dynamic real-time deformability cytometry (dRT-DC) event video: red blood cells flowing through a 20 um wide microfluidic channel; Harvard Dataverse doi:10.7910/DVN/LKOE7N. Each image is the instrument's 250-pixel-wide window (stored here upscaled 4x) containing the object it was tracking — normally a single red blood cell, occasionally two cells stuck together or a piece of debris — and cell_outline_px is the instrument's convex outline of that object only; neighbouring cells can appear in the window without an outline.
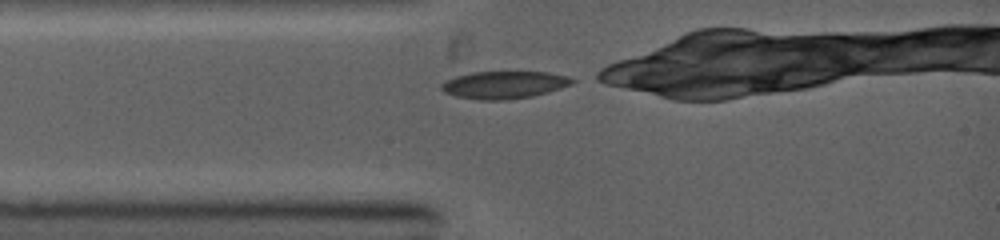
{"species": "common noctule bat (a hibernating species)", "species_latin": "Nyctalus noctula", "temperature_condition": "warm", "stored_images_in_passage": 21, "camera_frame_rate_fps": 5000, "um_per_image_px": 0.085, "animal": {"sex": "female", "body_mass_g": 19.0, "forearm_length_mm": 53.3}, "frame": {"image": 1, "passage_image": 1, "time_ms": 0.0, "image_size_px": [1000, 240], "cell_outline_px": [[576, 80], [572, 84], [548, 92], [532, 96], [504, 100], [480, 100], [456, 96], [444, 92], [440, 88], [440, 84], [456, 76], [472, 72], [548, 72], [568, 76]], "centroid_in_image_um": [42.86, 7.21], "position_along_channel_um": 42.1, "area_um2": 20.87}}
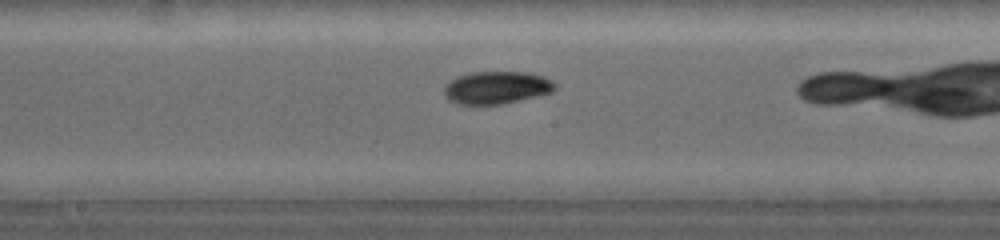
{"frame": {"image": 2, "passage_image": 9, "time_ms": 3.6, "image_size_px": [1000, 240], "cell_outline_px": [[556, 88], [552, 92], [520, 100], [500, 104], [456, 104], [448, 100], [444, 96], [444, 84], [448, 80], [472, 72], [524, 72], [544, 76], [552, 80], [556, 84]], "centroid_in_image_um": [42.18, 7.44], "position_along_channel_um": 206.0, "area_um2": 21.15}}
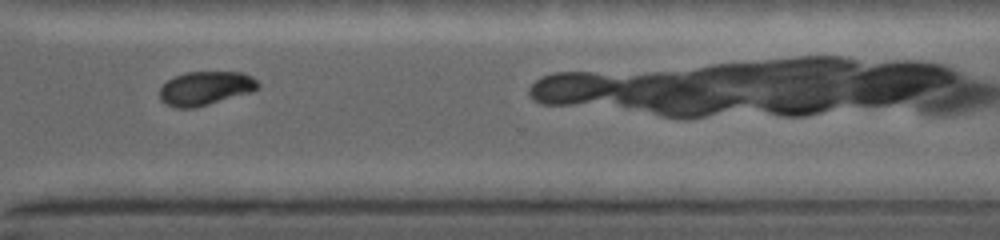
{"frame": {"image": 3, "passage_image": 16, "time_ms": 6.8, "image_size_px": [1000, 240], "cell_outline_px": [[260, 88], [252, 92], [208, 104], [192, 108], [176, 108], [160, 100], [160, 88], [168, 80], [184, 72], [240, 72], [252, 76], [260, 84]], "centroid_in_image_um": [17.49, 7.49], "position_along_channel_um": 353.1, "area_um2": 19.31}}